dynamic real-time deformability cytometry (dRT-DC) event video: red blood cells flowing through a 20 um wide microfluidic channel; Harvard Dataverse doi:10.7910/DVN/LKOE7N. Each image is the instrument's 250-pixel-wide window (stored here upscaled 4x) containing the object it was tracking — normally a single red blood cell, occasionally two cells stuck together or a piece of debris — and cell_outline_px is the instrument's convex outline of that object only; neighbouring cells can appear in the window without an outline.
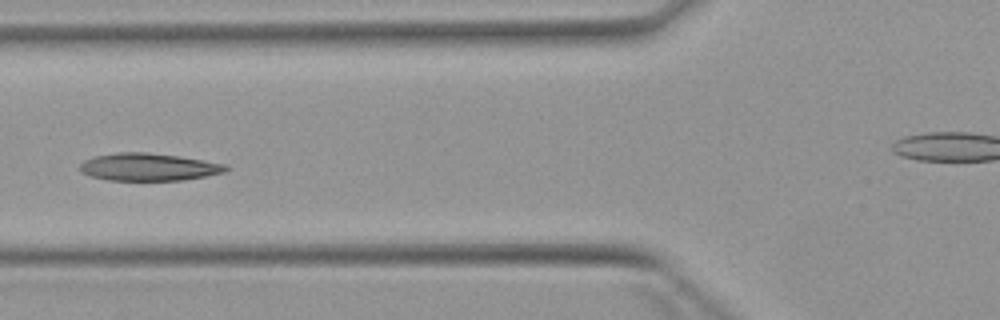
{"species": "Egyptian fruit bat (a non-hibernating species)", "species_latin": "Rousettus aegyptiacus", "temperature_condition": "warm", "stored_images_in_passage": 3, "camera_frame_rate_fps": 3000, "um_per_image_px": 0.085, "animal": {"sex": "female"}, "frame": {"image": 1, "passage_image": 3, "time_ms": 3.0, "image_size_px": [1000, 320], "cell_outline_px": [[228, 168], [224, 172], [184, 180], [108, 180], [92, 176], [80, 172], [76, 168], [84, 160], [96, 156], [116, 152], [148, 152], [204, 160], [228, 164]], "centroid_in_image_um": [12.59, 14.19], "position_along_channel_um": 113.2, "area_um2": 23.41}}